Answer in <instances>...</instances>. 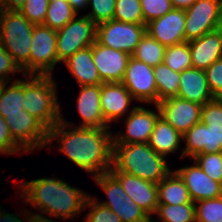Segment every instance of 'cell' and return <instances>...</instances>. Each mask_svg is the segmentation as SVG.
Wrapping results in <instances>:
<instances>
[{
    "mask_svg": "<svg viewBox=\"0 0 222 222\" xmlns=\"http://www.w3.org/2000/svg\"><path fill=\"white\" fill-rule=\"evenodd\" d=\"M68 126L70 128L66 129ZM113 133L109 129L71 127L62 117L59 123L48 130L46 146L50 148L56 138L57 143L61 144L58 151L76 166L93 173L94 177L109 172L112 167Z\"/></svg>",
    "mask_w": 222,
    "mask_h": 222,
    "instance_id": "6da1fadb",
    "label": "cell"
},
{
    "mask_svg": "<svg viewBox=\"0 0 222 222\" xmlns=\"http://www.w3.org/2000/svg\"><path fill=\"white\" fill-rule=\"evenodd\" d=\"M21 196L25 202L43 214L56 219H73L77 217L86 204L88 193L59 178H39L31 181L19 182ZM77 215V216H75Z\"/></svg>",
    "mask_w": 222,
    "mask_h": 222,
    "instance_id": "7a4b0ae2",
    "label": "cell"
},
{
    "mask_svg": "<svg viewBox=\"0 0 222 222\" xmlns=\"http://www.w3.org/2000/svg\"><path fill=\"white\" fill-rule=\"evenodd\" d=\"M165 156L157 154L148 143L113 144L112 167L158 184L170 170Z\"/></svg>",
    "mask_w": 222,
    "mask_h": 222,
    "instance_id": "3957f363",
    "label": "cell"
},
{
    "mask_svg": "<svg viewBox=\"0 0 222 222\" xmlns=\"http://www.w3.org/2000/svg\"><path fill=\"white\" fill-rule=\"evenodd\" d=\"M52 77L53 75H24L23 109L48 130L62 120L61 106L56 95L57 84Z\"/></svg>",
    "mask_w": 222,
    "mask_h": 222,
    "instance_id": "277c9868",
    "label": "cell"
},
{
    "mask_svg": "<svg viewBox=\"0 0 222 222\" xmlns=\"http://www.w3.org/2000/svg\"><path fill=\"white\" fill-rule=\"evenodd\" d=\"M33 25L18 10H4L0 20V44L22 69L30 75V49Z\"/></svg>",
    "mask_w": 222,
    "mask_h": 222,
    "instance_id": "5b68a950",
    "label": "cell"
},
{
    "mask_svg": "<svg viewBox=\"0 0 222 222\" xmlns=\"http://www.w3.org/2000/svg\"><path fill=\"white\" fill-rule=\"evenodd\" d=\"M108 200L99 202L116 213L121 222H151V218L124 191L120 182L110 173L93 177Z\"/></svg>",
    "mask_w": 222,
    "mask_h": 222,
    "instance_id": "8992f818",
    "label": "cell"
},
{
    "mask_svg": "<svg viewBox=\"0 0 222 222\" xmlns=\"http://www.w3.org/2000/svg\"><path fill=\"white\" fill-rule=\"evenodd\" d=\"M96 24L86 15L76 16L63 28L57 30V59L64 62L77 51L96 42Z\"/></svg>",
    "mask_w": 222,
    "mask_h": 222,
    "instance_id": "52a82bcc",
    "label": "cell"
},
{
    "mask_svg": "<svg viewBox=\"0 0 222 222\" xmlns=\"http://www.w3.org/2000/svg\"><path fill=\"white\" fill-rule=\"evenodd\" d=\"M145 33V24L110 20L96 26V41L105 47L132 55Z\"/></svg>",
    "mask_w": 222,
    "mask_h": 222,
    "instance_id": "ba28073f",
    "label": "cell"
},
{
    "mask_svg": "<svg viewBox=\"0 0 222 222\" xmlns=\"http://www.w3.org/2000/svg\"><path fill=\"white\" fill-rule=\"evenodd\" d=\"M57 31L45 25L33 28L30 49V75H52L58 64Z\"/></svg>",
    "mask_w": 222,
    "mask_h": 222,
    "instance_id": "9c48e42d",
    "label": "cell"
},
{
    "mask_svg": "<svg viewBox=\"0 0 222 222\" xmlns=\"http://www.w3.org/2000/svg\"><path fill=\"white\" fill-rule=\"evenodd\" d=\"M185 15V42H188L219 27L222 0H197L185 10Z\"/></svg>",
    "mask_w": 222,
    "mask_h": 222,
    "instance_id": "30bf717a",
    "label": "cell"
},
{
    "mask_svg": "<svg viewBox=\"0 0 222 222\" xmlns=\"http://www.w3.org/2000/svg\"><path fill=\"white\" fill-rule=\"evenodd\" d=\"M6 123L13 140L26 152L43 149L48 140V129L30 113L7 115Z\"/></svg>",
    "mask_w": 222,
    "mask_h": 222,
    "instance_id": "8fae6325",
    "label": "cell"
},
{
    "mask_svg": "<svg viewBox=\"0 0 222 222\" xmlns=\"http://www.w3.org/2000/svg\"><path fill=\"white\" fill-rule=\"evenodd\" d=\"M151 67L142 61L130 57L122 84L138 102L158 103L157 87Z\"/></svg>",
    "mask_w": 222,
    "mask_h": 222,
    "instance_id": "7c38bea8",
    "label": "cell"
},
{
    "mask_svg": "<svg viewBox=\"0 0 222 222\" xmlns=\"http://www.w3.org/2000/svg\"><path fill=\"white\" fill-rule=\"evenodd\" d=\"M156 111H151L144 106H135L130 110L125 120V133L120 130L113 136V144L148 143L154 125L160 116V110L155 104Z\"/></svg>",
    "mask_w": 222,
    "mask_h": 222,
    "instance_id": "4fadbf2b",
    "label": "cell"
},
{
    "mask_svg": "<svg viewBox=\"0 0 222 222\" xmlns=\"http://www.w3.org/2000/svg\"><path fill=\"white\" fill-rule=\"evenodd\" d=\"M157 106L160 110V116L181 135L196 123L201 122V109L203 105L198 103L178 97H171L157 103Z\"/></svg>",
    "mask_w": 222,
    "mask_h": 222,
    "instance_id": "5bb4252c",
    "label": "cell"
},
{
    "mask_svg": "<svg viewBox=\"0 0 222 222\" xmlns=\"http://www.w3.org/2000/svg\"><path fill=\"white\" fill-rule=\"evenodd\" d=\"M182 139L186 145L180 158L192 159L198 154L222 152V127L206 126L198 122L182 135Z\"/></svg>",
    "mask_w": 222,
    "mask_h": 222,
    "instance_id": "9a60e30c",
    "label": "cell"
},
{
    "mask_svg": "<svg viewBox=\"0 0 222 222\" xmlns=\"http://www.w3.org/2000/svg\"><path fill=\"white\" fill-rule=\"evenodd\" d=\"M185 10L173 8L164 16L146 24V32L161 45L168 47L185 42Z\"/></svg>",
    "mask_w": 222,
    "mask_h": 222,
    "instance_id": "2e32d148",
    "label": "cell"
},
{
    "mask_svg": "<svg viewBox=\"0 0 222 222\" xmlns=\"http://www.w3.org/2000/svg\"><path fill=\"white\" fill-rule=\"evenodd\" d=\"M121 184L127 195L152 218L158 207L156 183L119 171H109Z\"/></svg>",
    "mask_w": 222,
    "mask_h": 222,
    "instance_id": "e0dca14e",
    "label": "cell"
},
{
    "mask_svg": "<svg viewBox=\"0 0 222 222\" xmlns=\"http://www.w3.org/2000/svg\"><path fill=\"white\" fill-rule=\"evenodd\" d=\"M94 63L103 83L122 82L131 57L127 52L105 47L97 41L92 45Z\"/></svg>",
    "mask_w": 222,
    "mask_h": 222,
    "instance_id": "ac0fdd59",
    "label": "cell"
},
{
    "mask_svg": "<svg viewBox=\"0 0 222 222\" xmlns=\"http://www.w3.org/2000/svg\"><path fill=\"white\" fill-rule=\"evenodd\" d=\"M183 179L193 202L222 196V183L214 181L194 162L175 170Z\"/></svg>",
    "mask_w": 222,
    "mask_h": 222,
    "instance_id": "d6986e66",
    "label": "cell"
},
{
    "mask_svg": "<svg viewBox=\"0 0 222 222\" xmlns=\"http://www.w3.org/2000/svg\"><path fill=\"white\" fill-rule=\"evenodd\" d=\"M133 100L135 99L122 82H106L101 84V110L108 125L112 121L122 118L128 111L130 103Z\"/></svg>",
    "mask_w": 222,
    "mask_h": 222,
    "instance_id": "ffe728a7",
    "label": "cell"
},
{
    "mask_svg": "<svg viewBox=\"0 0 222 222\" xmlns=\"http://www.w3.org/2000/svg\"><path fill=\"white\" fill-rule=\"evenodd\" d=\"M100 95L101 85L80 86L77 109L83 122L78 127L110 129L102 114Z\"/></svg>",
    "mask_w": 222,
    "mask_h": 222,
    "instance_id": "44dd1931",
    "label": "cell"
},
{
    "mask_svg": "<svg viewBox=\"0 0 222 222\" xmlns=\"http://www.w3.org/2000/svg\"><path fill=\"white\" fill-rule=\"evenodd\" d=\"M177 97L204 105L215 97L209 88L205 71L190 68L180 73V86Z\"/></svg>",
    "mask_w": 222,
    "mask_h": 222,
    "instance_id": "7402d4cb",
    "label": "cell"
},
{
    "mask_svg": "<svg viewBox=\"0 0 222 222\" xmlns=\"http://www.w3.org/2000/svg\"><path fill=\"white\" fill-rule=\"evenodd\" d=\"M192 68L207 69L221 58V37L217 30L188 41Z\"/></svg>",
    "mask_w": 222,
    "mask_h": 222,
    "instance_id": "603a6c76",
    "label": "cell"
},
{
    "mask_svg": "<svg viewBox=\"0 0 222 222\" xmlns=\"http://www.w3.org/2000/svg\"><path fill=\"white\" fill-rule=\"evenodd\" d=\"M64 63L79 86L101 85L103 83L94 63L92 46L77 51Z\"/></svg>",
    "mask_w": 222,
    "mask_h": 222,
    "instance_id": "cb8c5ba5",
    "label": "cell"
},
{
    "mask_svg": "<svg viewBox=\"0 0 222 222\" xmlns=\"http://www.w3.org/2000/svg\"><path fill=\"white\" fill-rule=\"evenodd\" d=\"M182 135L174 129L163 117L159 116L154 130L150 135L148 145L157 153L167 156L180 149Z\"/></svg>",
    "mask_w": 222,
    "mask_h": 222,
    "instance_id": "d4e9b609",
    "label": "cell"
},
{
    "mask_svg": "<svg viewBox=\"0 0 222 222\" xmlns=\"http://www.w3.org/2000/svg\"><path fill=\"white\" fill-rule=\"evenodd\" d=\"M157 186L158 204L181 205L194 203L183 179L175 170L171 171Z\"/></svg>",
    "mask_w": 222,
    "mask_h": 222,
    "instance_id": "484cf974",
    "label": "cell"
},
{
    "mask_svg": "<svg viewBox=\"0 0 222 222\" xmlns=\"http://www.w3.org/2000/svg\"><path fill=\"white\" fill-rule=\"evenodd\" d=\"M7 82L0 83V116L25 114L23 109L24 80L16 79L9 87Z\"/></svg>",
    "mask_w": 222,
    "mask_h": 222,
    "instance_id": "4316f807",
    "label": "cell"
},
{
    "mask_svg": "<svg viewBox=\"0 0 222 222\" xmlns=\"http://www.w3.org/2000/svg\"><path fill=\"white\" fill-rule=\"evenodd\" d=\"M157 87L158 103L177 97L180 86V73L173 71L165 63H160L153 69Z\"/></svg>",
    "mask_w": 222,
    "mask_h": 222,
    "instance_id": "83f0119b",
    "label": "cell"
},
{
    "mask_svg": "<svg viewBox=\"0 0 222 222\" xmlns=\"http://www.w3.org/2000/svg\"><path fill=\"white\" fill-rule=\"evenodd\" d=\"M165 48L146 32L131 56L151 67H156L164 60Z\"/></svg>",
    "mask_w": 222,
    "mask_h": 222,
    "instance_id": "f1b7e54d",
    "label": "cell"
},
{
    "mask_svg": "<svg viewBox=\"0 0 222 222\" xmlns=\"http://www.w3.org/2000/svg\"><path fill=\"white\" fill-rule=\"evenodd\" d=\"M156 215L157 220L151 222H196L194 203L168 205L158 204Z\"/></svg>",
    "mask_w": 222,
    "mask_h": 222,
    "instance_id": "f546056e",
    "label": "cell"
},
{
    "mask_svg": "<svg viewBox=\"0 0 222 222\" xmlns=\"http://www.w3.org/2000/svg\"><path fill=\"white\" fill-rule=\"evenodd\" d=\"M77 15L67 0L50 1L43 25L57 31Z\"/></svg>",
    "mask_w": 222,
    "mask_h": 222,
    "instance_id": "4dcf8cb0",
    "label": "cell"
},
{
    "mask_svg": "<svg viewBox=\"0 0 222 222\" xmlns=\"http://www.w3.org/2000/svg\"><path fill=\"white\" fill-rule=\"evenodd\" d=\"M163 63L178 73L192 68L188 42L166 47Z\"/></svg>",
    "mask_w": 222,
    "mask_h": 222,
    "instance_id": "1f68e13d",
    "label": "cell"
},
{
    "mask_svg": "<svg viewBox=\"0 0 222 222\" xmlns=\"http://www.w3.org/2000/svg\"><path fill=\"white\" fill-rule=\"evenodd\" d=\"M113 20L143 24V14L140 0H116Z\"/></svg>",
    "mask_w": 222,
    "mask_h": 222,
    "instance_id": "d6a6232c",
    "label": "cell"
},
{
    "mask_svg": "<svg viewBox=\"0 0 222 222\" xmlns=\"http://www.w3.org/2000/svg\"><path fill=\"white\" fill-rule=\"evenodd\" d=\"M196 222H222V196L194 202Z\"/></svg>",
    "mask_w": 222,
    "mask_h": 222,
    "instance_id": "836d02e7",
    "label": "cell"
},
{
    "mask_svg": "<svg viewBox=\"0 0 222 222\" xmlns=\"http://www.w3.org/2000/svg\"><path fill=\"white\" fill-rule=\"evenodd\" d=\"M192 159L207 176L222 183V152L198 154Z\"/></svg>",
    "mask_w": 222,
    "mask_h": 222,
    "instance_id": "e575fe53",
    "label": "cell"
},
{
    "mask_svg": "<svg viewBox=\"0 0 222 222\" xmlns=\"http://www.w3.org/2000/svg\"><path fill=\"white\" fill-rule=\"evenodd\" d=\"M88 206L91 207V210L85 215L84 222H121L119 216L100 204L96 197L88 196L84 209Z\"/></svg>",
    "mask_w": 222,
    "mask_h": 222,
    "instance_id": "d590c367",
    "label": "cell"
},
{
    "mask_svg": "<svg viewBox=\"0 0 222 222\" xmlns=\"http://www.w3.org/2000/svg\"><path fill=\"white\" fill-rule=\"evenodd\" d=\"M115 5L116 0H88L91 11L86 16L96 25L113 20Z\"/></svg>",
    "mask_w": 222,
    "mask_h": 222,
    "instance_id": "8d00e7d4",
    "label": "cell"
},
{
    "mask_svg": "<svg viewBox=\"0 0 222 222\" xmlns=\"http://www.w3.org/2000/svg\"><path fill=\"white\" fill-rule=\"evenodd\" d=\"M50 0H26L18 10L33 25H43Z\"/></svg>",
    "mask_w": 222,
    "mask_h": 222,
    "instance_id": "74e56055",
    "label": "cell"
},
{
    "mask_svg": "<svg viewBox=\"0 0 222 222\" xmlns=\"http://www.w3.org/2000/svg\"><path fill=\"white\" fill-rule=\"evenodd\" d=\"M143 14V24H147L164 16L173 9L170 0H140Z\"/></svg>",
    "mask_w": 222,
    "mask_h": 222,
    "instance_id": "f35d334b",
    "label": "cell"
},
{
    "mask_svg": "<svg viewBox=\"0 0 222 222\" xmlns=\"http://www.w3.org/2000/svg\"><path fill=\"white\" fill-rule=\"evenodd\" d=\"M201 122L206 126L222 127V98H214L202 106Z\"/></svg>",
    "mask_w": 222,
    "mask_h": 222,
    "instance_id": "ab89813d",
    "label": "cell"
},
{
    "mask_svg": "<svg viewBox=\"0 0 222 222\" xmlns=\"http://www.w3.org/2000/svg\"><path fill=\"white\" fill-rule=\"evenodd\" d=\"M212 95L222 98V58L216 60L204 70Z\"/></svg>",
    "mask_w": 222,
    "mask_h": 222,
    "instance_id": "60d3db41",
    "label": "cell"
},
{
    "mask_svg": "<svg viewBox=\"0 0 222 222\" xmlns=\"http://www.w3.org/2000/svg\"><path fill=\"white\" fill-rule=\"evenodd\" d=\"M26 153L12 138L6 120L0 116V154H18L19 151Z\"/></svg>",
    "mask_w": 222,
    "mask_h": 222,
    "instance_id": "b9f144b4",
    "label": "cell"
},
{
    "mask_svg": "<svg viewBox=\"0 0 222 222\" xmlns=\"http://www.w3.org/2000/svg\"><path fill=\"white\" fill-rule=\"evenodd\" d=\"M22 72L13 57L0 44V83L10 81L11 73Z\"/></svg>",
    "mask_w": 222,
    "mask_h": 222,
    "instance_id": "7bdbcfd3",
    "label": "cell"
},
{
    "mask_svg": "<svg viewBox=\"0 0 222 222\" xmlns=\"http://www.w3.org/2000/svg\"><path fill=\"white\" fill-rule=\"evenodd\" d=\"M1 210L0 206V211ZM25 213L26 215H24ZM23 215L26 216L25 218L28 220L26 222H56L50 218L44 217V215H41L40 213H33L32 210L24 212ZM23 220L24 219L22 218L20 219L19 215L7 213L5 210L0 213V222H25V220Z\"/></svg>",
    "mask_w": 222,
    "mask_h": 222,
    "instance_id": "ee69618b",
    "label": "cell"
},
{
    "mask_svg": "<svg viewBox=\"0 0 222 222\" xmlns=\"http://www.w3.org/2000/svg\"><path fill=\"white\" fill-rule=\"evenodd\" d=\"M26 0H1L4 10H19Z\"/></svg>",
    "mask_w": 222,
    "mask_h": 222,
    "instance_id": "f6af8a7d",
    "label": "cell"
},
{
    "mask_svg": "<svg viewBox=\"0 0 222 222\" xmlns=\"http://www.w3.org/2000/svg\"><path fill=\"white\" fill-rule=\"evenodd\" d=\"M170 1L172 2L173 8L179 9V10H187L197 0H170Z\"/></svg>",
    "mask_w": 222,
    "mask_h": 222,
    "instance_id": "bcb514c9",
    "label": "cell"
},
{
    "mask_svg": "<svg viewBox=\"0 0 222 222\" xmlns=\"http://www.w3.org/2000/svg\"><path fill=\"white\" fill-rule=\"evenodd\" d=\"M72 8L79 13L84 7L88 6V0H67Z\"/></svg>",
    "mask_w": 222,
    "mask_h": 222,
    "instance_id": "7dc6e473",
    "label": "cell"
},
{
    "mask_svg": "<svg viewBox=\"0 0 222 222\" xmlns=\"http://www.w3.org/2000/svg\"><path fill=\"white\" fill-rule=\"evenodd\" d=\"M216 30L219 32L221 37V58H222V16L220 19L219 27Z\"/></svg>",
    "mask_w": 222,
    "mask_h": 222,
    "instance_id": "c3c4849f",
    "label": "cell"
},
{
    "mask_svg": "<svg viewBox=\"0 0 222 222\" xmlns=\"http://www.w3.org/2000/svg\"><path fill=\"white\" fill-rule=\"evenodd\" d=\"M3 12H4V8H3L2 2L0 0V20L2 19Z\"/></svg>",
    "mask_w": 222,
    "mask_h": 222,
    "instance_id": "681fc988",
    "label": "cell"
}]
</instances>
